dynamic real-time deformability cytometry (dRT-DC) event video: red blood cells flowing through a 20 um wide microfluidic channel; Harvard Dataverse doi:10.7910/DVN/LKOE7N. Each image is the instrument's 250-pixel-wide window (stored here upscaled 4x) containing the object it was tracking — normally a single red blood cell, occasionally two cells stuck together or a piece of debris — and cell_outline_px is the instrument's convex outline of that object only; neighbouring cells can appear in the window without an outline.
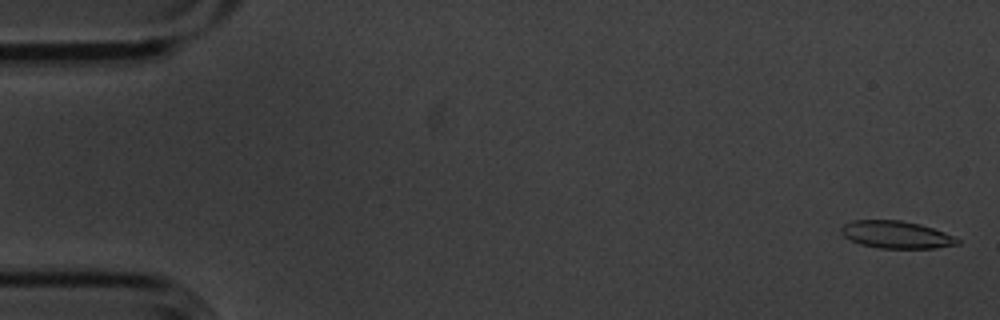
{"species": "common noctule bat (a hibernating species)", "species_latin": "Nyctalus noctula", "temperature_condition": "cold", "stored_images_in_passage": 6, "camera_frame_rate_fps": 3000, "um_per_image_px": 0.085, "animal": {"sex": "male", "body_mass_g": 20.1, "forearm_length_mm": 53.5}, "frame": {"image": 1, "passage_image": 1, "time_ms": 0.0, "image_size_px": [1000, 320], "cell_outline_px": [[960, 244], [936, 248], [880, 248], [860, 244], [844, 236], [840, 232], [840, 228], [844, 224], [852, 220], [900, 220], [920, 224], [944, 232], [960, 240]], "centroid_in_image_um": [76.17, 19.94], "position_along_channel_um": 8.8, "area_um2": 18.5}}